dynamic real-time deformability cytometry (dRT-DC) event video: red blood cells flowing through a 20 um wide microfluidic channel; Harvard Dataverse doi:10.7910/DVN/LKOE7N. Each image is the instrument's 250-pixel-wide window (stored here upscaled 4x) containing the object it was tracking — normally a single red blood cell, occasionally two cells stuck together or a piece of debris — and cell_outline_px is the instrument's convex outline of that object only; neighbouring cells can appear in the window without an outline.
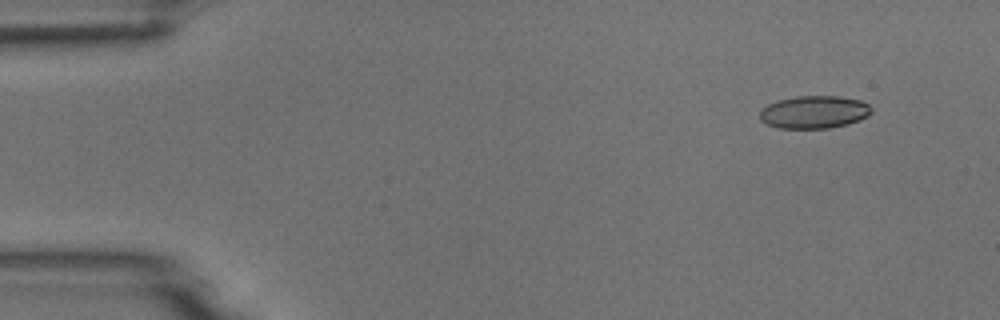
{"species": "common noctule bat (a hibernating species)", "species_latin": "Nyctalus noctula", "temperature_condition": "room temperature", "stored_images_in_passage": 3, "camera_frame_rate_fps": 3000, "um_per_image_px": 0.085, "animal": {"sex": "male", "body_mass_g": 18.8}, "frame": {"image": 1, "passage_image": 1, "time_ms": 0.0, "image_size_px": [1000, 320], "cell_outline_px": [[872, 112], [868, 116], [860, 120], [848, 124], [828, 128], [780, 128], [768, 124], [760, 120], [760, 112], [768, 104], [776, 100], [796, 96], [840, 96], [860, 100], [868, 104], [872, 108]], "centroid_in_image_um": [69.23, 9.52], "position_along_channel_um": 15.8, "area_um2": 21.33}}